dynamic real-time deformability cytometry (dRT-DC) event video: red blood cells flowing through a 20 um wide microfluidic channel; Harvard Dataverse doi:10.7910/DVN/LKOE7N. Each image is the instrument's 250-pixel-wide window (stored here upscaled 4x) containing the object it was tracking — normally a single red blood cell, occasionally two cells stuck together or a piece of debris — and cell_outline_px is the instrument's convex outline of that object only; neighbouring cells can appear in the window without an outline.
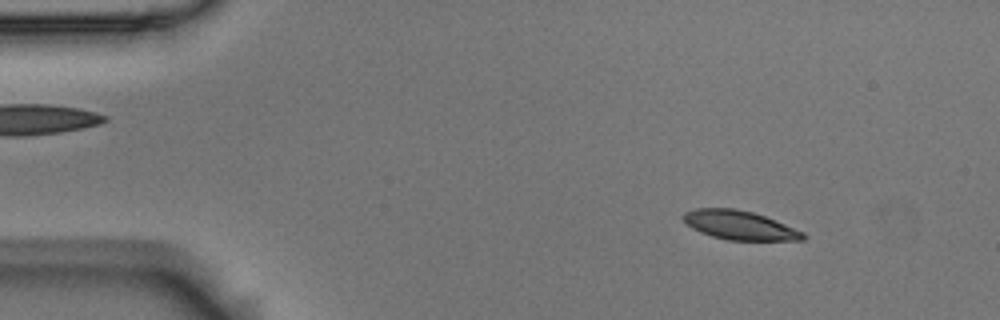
{"species": "Egyptian fruit bat (a non-hibernating species)", "species_latin": "Rousettus aegyptiacus", "temperature_condition": "room temperature", "stored_images_in_passage": 57, "camera_frame_rate_fps": 3000, "um_per_image_px": 0.085, "animal": {"sex": "male"}, "frame": {"image": 1, "passage_image": 7, "time_ms": 2.0, "image_size_px": [1000, 320], "cell_outline_px": [[808, 236], [804, 240], [728, 240], [712, 236], [700, 232], [692, 228], [680, 216], [684, 212], [696, 208], [736, 208], [752, 212], [764, 216], [804, 232]], "centroid_in_image_um": [62.85, 19.14], "position_along_channel_um": 22.2, "area_um2": 20.17}}
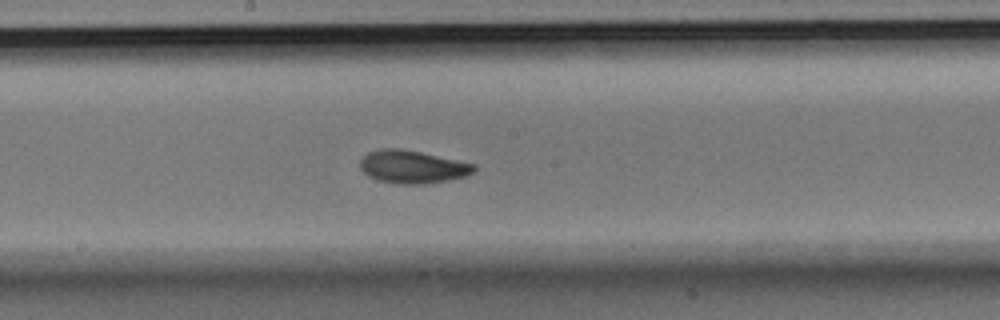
{"frame": {"image": 2, "passage_image": 30, "time_ms": 9.667, "image_size_px": [1000, 320], "cell_outline_px": [[476, 168], [472, 172], [464, 176], [448, 180], [424, 184], [400, 184], [380, 180], [368, 176], [360, 168], [360, 160], [368, 152], [380, 148], [400, 148], [420, 152], [476, 164]], "centroid_in_image_um": [35.04, 14.17], "position_along_channel_um": 213.2, "area_um2": 21.68}}
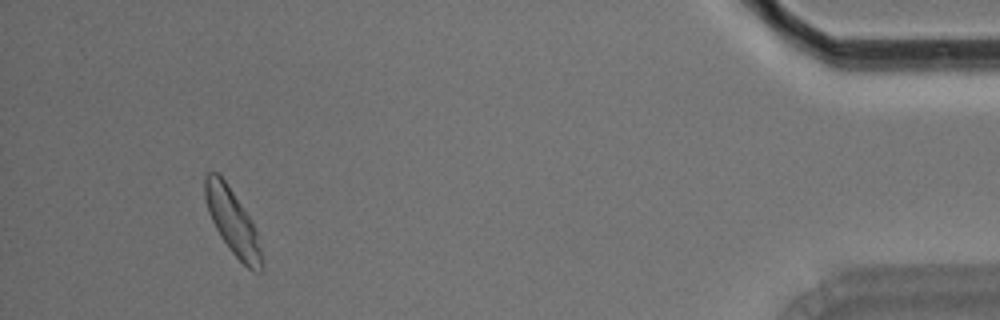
{"frame": {"image": 3, "passage_image": 53, "time_ms": 17.333, "image_size_px": [1000, 320], "cell_outline_px": [[264, 268], [260, 272], [252, 272], [232, 252], [220, 236], [208, 212], [204, 196], [204, 176], [208, 172], [216, 172], [224, 180], [248, 216], [256, 232], [260, 248]], "centroid_in_image_um": [19.75, 18.88], "position_along_channel_um": 415.5, "area_um2": 21.04}, "authors_computed_cell_mechanics": {"area_um2": 21.386, "velocity_mm_per_s": 3.515, "shape_relaxation_time_tau1_ms": 2.7845, "shape_relaxation_time_tau2_ms": 2.3504, "deformation_change_tau1": 0.1122, "deformation_change_tau2": 0.0723}}